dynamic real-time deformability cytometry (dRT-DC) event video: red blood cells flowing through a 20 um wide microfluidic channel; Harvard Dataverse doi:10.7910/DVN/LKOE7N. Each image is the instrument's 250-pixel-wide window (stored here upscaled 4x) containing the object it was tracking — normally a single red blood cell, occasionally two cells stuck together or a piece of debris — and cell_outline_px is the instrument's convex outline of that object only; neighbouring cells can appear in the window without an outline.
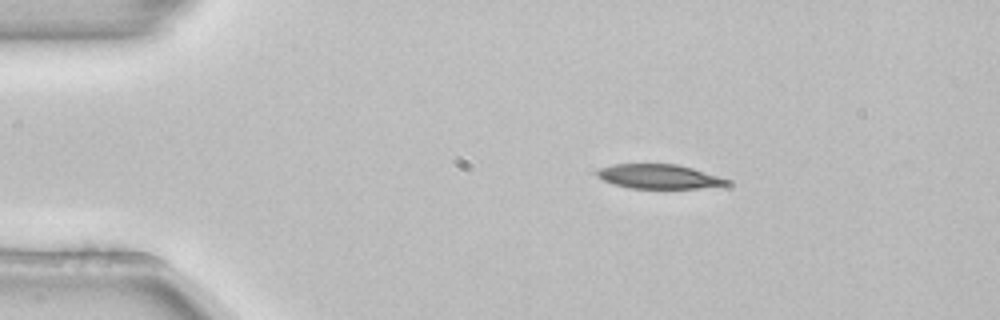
{"species": "common noctule bat (a hibernating species)", "species_latin": "Nyctalus noctula", "temperature_condition": "room temperature", "stored_images_in_passage": 3, "camera_frame_rate_fps": 3000, "um_per_image_px": 0.085, "animal": {"sex": "female", "body_mass_g": 22.7, "forearm_length_mm": 54.2}, "frame": {"image": 1, "passage_image": 1, "time_ms": 0.0, "image_size_px": [1000, 320], "cell_outline_px": [[732, 184], [700, 188], [632, 188], [616, 184], [604, 180], [596, 176], [596, 172], [600, 168], [612, 164], [676, 164], [692, 168], [732, 180]], "centroid_in_image_um": [56.05, 15.0], "position_along_channel_um": 29.0, "area_um2": 18.32}}
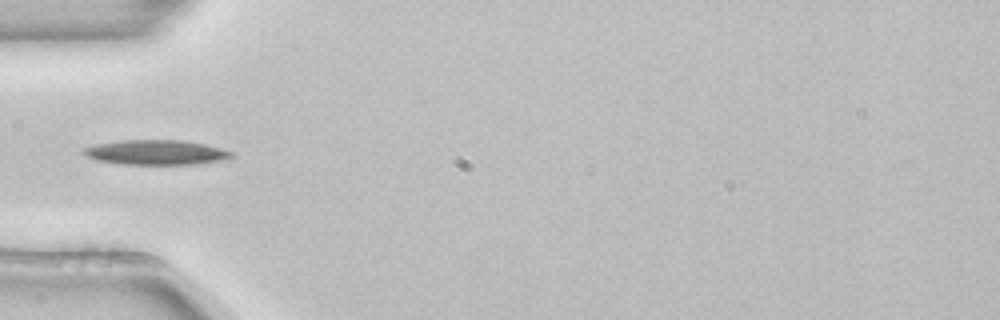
{"frame": {"image": 2, "passage_image": 3, "time_ms": 0.667, "image_size_px": [1000, 320], "cell_outline_px": [[236, 156], [220, 160], [192, 164], [124, 164], [96, 160], [88, 156], [84, 152], [84, 148], [96, 144], [120, 140], [184, 140], [204, 144], [232, 152]], "centroid_in_image_um": [13.26, 12.94], "position_along_channel_um": 71.7, "area_um2": 21.04}}